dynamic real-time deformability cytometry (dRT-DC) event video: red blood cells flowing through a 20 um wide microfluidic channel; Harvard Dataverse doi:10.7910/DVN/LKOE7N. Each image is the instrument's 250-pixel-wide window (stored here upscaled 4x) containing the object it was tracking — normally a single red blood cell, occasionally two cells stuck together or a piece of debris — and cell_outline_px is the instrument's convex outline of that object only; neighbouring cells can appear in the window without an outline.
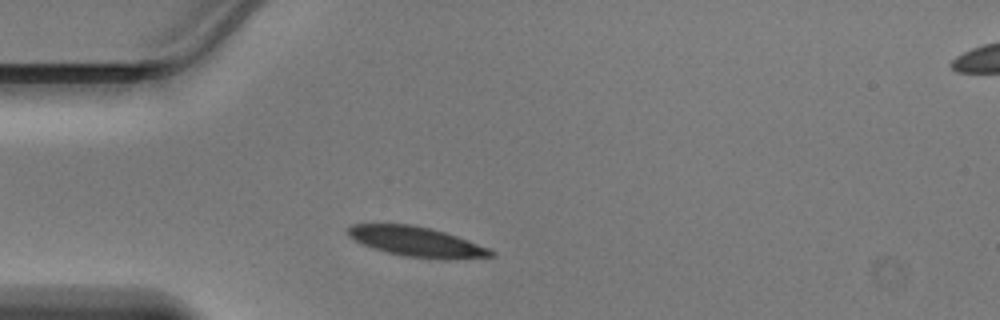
{"species": "Egyptian fruit bat (a non-hibernating species)", "species_latin": "Rousettus aegyptiacus", "temperature_condition": "warm", "stored_images_in_passage": 31, "camera_frame_rate_fps": 3000, "um_per_image_px": 0.085, "animal": {"sex": "male"}, "frame": {"image": 1, "passage_image": 1, "time_ms": 0.0, "image_size_px": [1000, 320], "cell_outline_px": [[496, 256], [452, 260], [440, 260], [404, 256], [372, 248], [360, 244], [348, 236], [344, 232], [352, 224], [412, 224], [444, 232], [456, 236], [488, 248], [496, 252]], "centroid_in_image_um": [35.4, 20.56], "position_along_channel_um": 49.6, "area_um2": 25.14}}
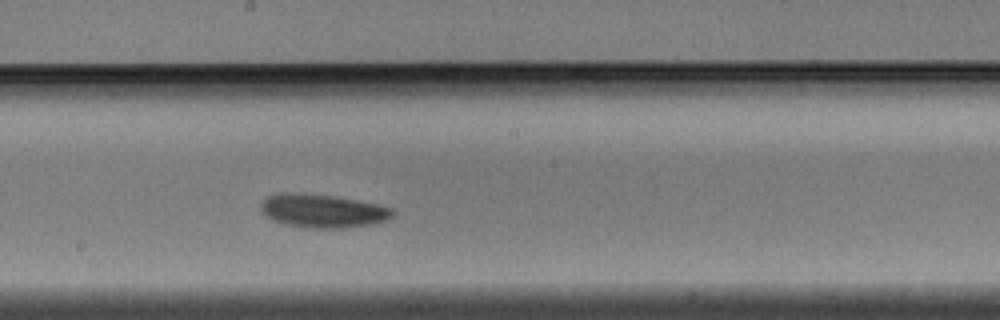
{"frame": {"image": 2, "passage_image": 14, "time_ms": 4.333, "image_size_px": [1000, 320], "cell_outline_px": [[396, 212], [392, 216], [384, 220], [372, 224], [344, 228], [312, 228], [284, 224], [272, 220], [264, 216], [260, 208], [260, 200], [268, 196], [280, 192], [304, 192], [336, 196], [380, 204], [392, 208]], "centroid_in_image_um": [27.38, 17.9], "position_along_channel_um": 220.8, "area_um2": 26.24}}
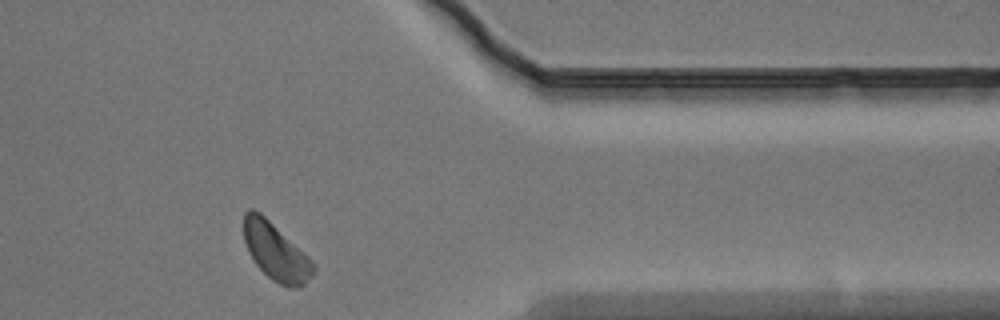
{"frame": {"image": 3, "passage_image": 27, "time_ms": 8.667, "image_size_px": [1000, 320], "cell_outline_px": [[316, 268], [312, 276], [304, 284], [292, 288], [288, 288], [272, 280], [256, 264], [248, 252], [244, 240], [244, 212], [248, 208], [252, 208], [260, 212], [304, 252], [316, 264]], "centroid_in_image_um": [23.44, 21.39], "position_along_channel_um": 388.0, "area_um2": 23.12}}